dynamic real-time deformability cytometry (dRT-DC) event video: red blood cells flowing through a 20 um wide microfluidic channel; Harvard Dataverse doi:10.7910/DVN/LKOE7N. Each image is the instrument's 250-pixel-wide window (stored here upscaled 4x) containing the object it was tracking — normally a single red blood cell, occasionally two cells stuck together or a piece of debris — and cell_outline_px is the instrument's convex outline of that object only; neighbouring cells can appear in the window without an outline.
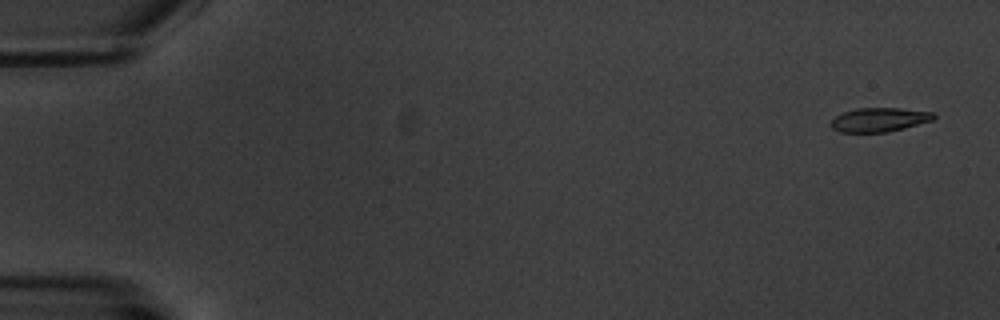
{"species": "common noctule bat (a hibernating species)", "species_latin": "Nyctalus noctula", "temperature_condition": "warm", "stored_images_in_passage": 11, "camera_frame_rate_fps": 3000, "um_per_image_px": 0.085, "animal": {"sex": "male", "body_mass_g": 20.1, "forearm_length_mm": 53.5}, "frame": {"image": 1, "passage_image": 1, "time_ms": 0.0, "image_size_px": [1000, 320], "cell_outline_px": [[936, 116], [932, 120], [904, 128], [888, 132], [840, 132], [832, 128], [828, 124], [836, 116], [844, 112], [856, 108], [900, 108], [936, 112]], "centroid_in_image_um": [74.74, 10.17], "position_along_channel_um": 10.3, "area_um2": 14.45}}
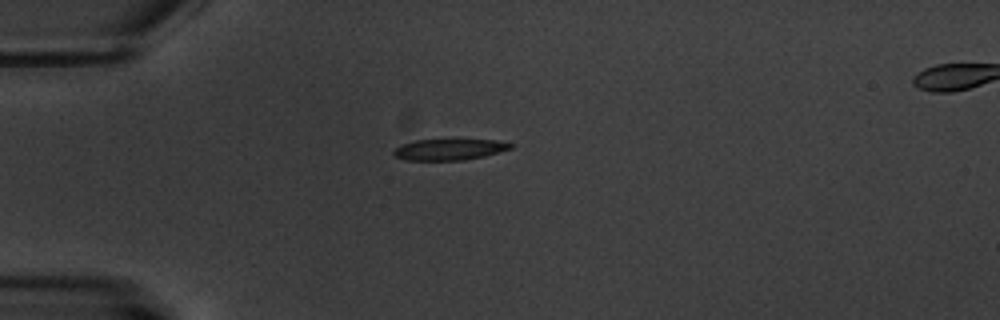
{"frame": {"image": 2, "passage_image": 4, "time_ms": 4.667, "image_size_px": [1000, 320], "cell_outline_px": [[516, 144], [512, 148], [484, 156], [464, 160], [408, 160], [396, 156], [392, 152], [400, 144], [416, 140], [496, 140]], "centroid_in_image_um": [38.21, 12.7], "position_along_channel_um": 46.8, "area_um2": 14.28}}